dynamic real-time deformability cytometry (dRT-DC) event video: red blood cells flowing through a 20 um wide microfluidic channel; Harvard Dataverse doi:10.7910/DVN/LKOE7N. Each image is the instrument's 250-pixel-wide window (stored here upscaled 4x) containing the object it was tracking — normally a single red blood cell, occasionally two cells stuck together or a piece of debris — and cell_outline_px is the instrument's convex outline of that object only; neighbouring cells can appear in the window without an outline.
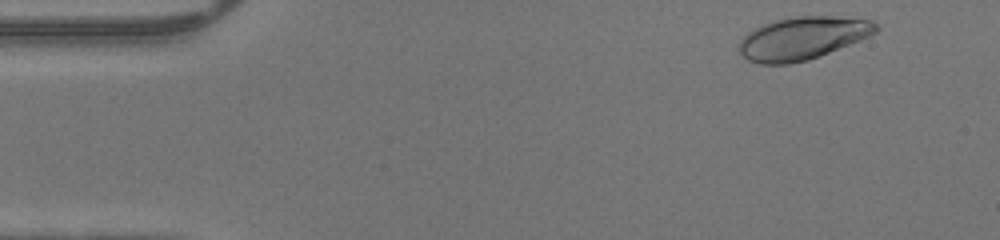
{"species": "human", "species_latin": "Homo sapiens", "temperature_condition": "warm", "stored_images_in_passage": 45, "camera_frame_rate_fps": 3000, "um_per_image_px": 0.085, "donor": {"sex": "male"}, "frame": {"image": 1, "passage_image": 2, "time_ms": 0.333, "image_size_px": [1000, 240], "cell_outline_px": [[880, 28], [876, 32], [860, 40], [820, 56], [808, 60], [788, 64], [760, 64], [748, 60], [736, 48], [740, 40], [748, 32], [764, 24], [776, 20], [792, 16], [832, 16], [872, 20]], "centroid_in_image_um": [68.2, 3.25], "position_along_channel_um": 16.8, "area_um2": 34.1}}
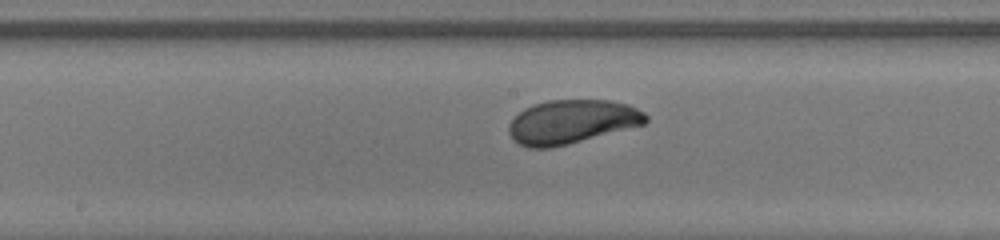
{"frame": {"image": 2, "passage_image": 22, "time_ms": 7.0, "image_size_px": [1000, 240], "cell_outline_px": [[648, 120], [644, 124], [568, 144], [552, 148], [528, 148], [520, 144], [508, 132], [508, 124], [524, 108], [548, 100], [608, 100], [628, 104], [644, 112], [648, 116]], "centroid_in_image_um": [48.6, 10.35], "position_along_channel_um": 199.6, "area_um2": 34.74}}
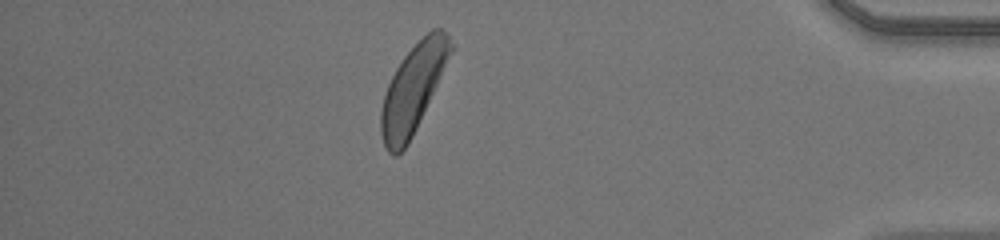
{"frame": {"image": 3, "passage_image": 39, "time_ms": 12.667, "image_size_px": [1000, 240], "cell_outline_px": [[456, 44], [416, 128], [408, 144], [396, 156], [392, 156], [388, 152], [384, 144], [380, 132], [380, 112], [384, 96], [388, 84], [396, 68], [404, 56], [432, 28], [440, 28], [448, 32]], "centroid_in_image_um": [35.12, 7.52], "position_along_channel_um": 400.1, "area_um2": 35.32}}